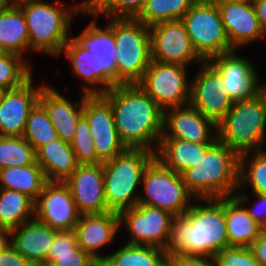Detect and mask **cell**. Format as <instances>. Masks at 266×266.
I'll list each match as a JSON object with an SVG mask.
<instances>
[{
  "label": "cell",
  "mask_w": 266,
  "mask_h": 266,
  "mask_svg": "<svg viewBox=\"0 0 266 266\" xmlns=\"http://www.w3.org/2000/svg\"><path fill=\"white\" fill-rule=\"evenodd\" d=\"M183 214L174 216L165 252L169 255L214 257L229 247L225 219V197L198 199ZM203 201L205 204H203Z\"/></svg>",
  "instance_id": "obj_1"
},
{
  "label": "cell",
  "mask_w": 266,
  "mask_h": 266,
  "mask_svg": "<svg viewBox=\"0 0 266 266\" xmlns=\"http://www.w3.org/2000/svg\"><path fill=\"white\" fill-rule=\"evenodd\" d=\"M111 105L121 142L155 152L163 133L164 110L138 85L120 84L102 95Z\"/></svg>",
  "instance_id": "obj_2"
},
{
  "label": "cell",
  "mask_w": 266,
  "mask_h": 266,
  "mask_svg": "<svg viewBox=\"0 0 266 266\" xmlns=\"http://www.w3.org/2000/svg\"><path fill=\"white\" fill-rule=\"evenodd\" d=\"M24 15L30 51L59 56L63 46L70 39L72 17L87 8V0L69 6H61L60 1L47 3L43 0H22L15 2Z\"/></svg>",
  "instance_id": "obj_3"
},
{
  "label": "cell",
  "mask_w": 266,
  "mask_h": 266,
  "mask_svg": "<svg viewBox=\"0 0 266 266\" xmlns=\"http://www.w3.org/2000/svg\"><path fill=\"white\" fill-rule=\"evenodd\" d=\"M181 176L195 199L232 197L239 188V155L217 140Z\"/></svg>",
  "instance_id": "obj_4"
},
{
  "label": "cell",
  "mask_w": 266,
  "mask_h": 266,
  "mask_svg": "<svg viewBox=\"0 0 266 266\" xmlns=\"http://www.w3.org/2000/svg\"><path fill=\"white\" fill-rule=\"evenodd\" d=\"M154 158L153 151L127 148L115 158L102 162L105 201L109 211L119 213L138 203L140 194L136 190L142 183L146 167Z\"/></svg>",
  "instance_id": "obj_5"
},
{
  "label": "cell",
  "mask_w": 266,
  "mask_h": 266,
  "mask_svg": "<svg viewBox=\"0 0 266 266\" xmlns=\"http://www.w3.org/2000/svg\"><path fill=\"white\" fill-rule=\"evenodd\" d=\"M218 140L238 155L262 150L266 133V100L259 93L233 103L217 124Z\"/></svg>",
  "instance_id": "obj_6"
},
{
  "label": "cell",
  "mask_w": 266,
  "mask_h": 266,
  "mask_svg": "<svg viewBox=\"0 0 266 266\" xmlns=\"http://www.w3.org/2000/svg\"><path fill=\"white\" fill-rule=\"evenodd\" d=\"M113 35L117 85L137 84L152 61L150 27L136 18H113Z\"/></svg>",
  "instance_id": "obj_7"
},
{
  "label": "cell",
  "mask_w": 266,
  "mask_h": 266,
  "mask_svg": "<svg viewBox=\"0 0 266 266\" xmlns=\"http://www.w3.org/2000/svg\"><path fill=\"white\" fill-rule=\"evenodd\" d=\"M143 193L138 203L183 215L194 203V196L188 191L180 174L163 166L154 158L146 167L143 176Z\"/></svg>",
  "instance_id": "obj_8"
},
{
  "label": "cell",
  "mask_w": 266,
  "mask_h": 266,
  "mask_svg": "<svg viewBox=\"0 0 266 266\" xmlns=\"http://www.w3.org/2000/svg\"><path fill=\"white\" fill-rule=\"evenodd\" d=\"M182 21L195 51L204 61L234 51L224 29L219 7L211 0H196Z\"/></svg>",
  "instance_id": "obj_9"
},
{
  "label": "cell",
  "mask_w": 266,
  "mask_h": 266,
  "mask_svg": "<svg viewBox=\"0 0 266 266\" xmlns=\"http://www.w3.org/2000/svg\"><path fill=\"white\" fill-rule=\"evenodd\" d=\"M187 67L152 60L137 83L163 110L185 106L190 101L191 83Z\"/></svg>",
  "instance_id": "obj_10"
},
{
  "label": "cell",
  "mask_w": 266,
  "mask_h": 266,
  "mask_svg": "<svg viewBox=\"0 0 266 266\" xmlns=\"http://www.w3.org/2000/svg\"><path fill=\"white\" fill-rule=\"evenodd\" d=\"M120 226L125 225L130 238L127 243L148 245L165 250L174 215L137 203L118 213Z\"/></svg>",
  "instance_id": "obj_11"
},
{
  "label": "cell",
  "mask_w": 266,
  "mask_h": 266,
  "mask_svg": "<svg viewBox=\"0 0 266 266\" xmlns=\"http://www.w3.org/2000/svg\"><path fill=\"white\" fill-rule=\"evenodd\" d=\"M96 19L84 28L82 33L72 37L81 47L92 54L95 75L109 88L117 85V69L115 50L117 49L113 35V18H109L106 27L97 25V15L88 7L83 11Z\"/></svg>",
  "instance_id": "obj_12"
},
{
  "label": "cell",
  "mask_w": 266,
  "mask_h": 266,
  "mask_svg": "<svg viewBox=\"0 0 266 266\" xmlns=\"http://www.w3.org/2000/svg\"><path fill=\"white\" fill-rule=\"evenodd\" d=\"M83 115L90 125L96 164L111 160L127 149L118 136L112 107L102 95H88L84 99Z\"/></svg>",
  "instance_id": "obj_13"
},
{
  "label": "cell",
  "mask_w": 266,
  "mask_h": 266,
  "mask_svg": "<svg viewBox=\"0 0 266 266\" xmlns=\"http://www.w3.org/2000/svg\"><path fill=\"white\" fill-rule=\"evenodd\" d=\"M151 58L163 63L202 64L204 60L195 51L182 19L155 24L150 27Z\"/></svg>",
  "instance_id": "obj_14"
},
{
  "label": "cell",
  "mask_w": 266,
  "mask_h": 266,
  "mask_svg": "<svg viewBox=\"0 0 266 266\" xmlns=\"http://www.w3.org/2000/svg\"><path fill=\"white\" fill-rule=\"evenodd\" d=\"M237 52L234 50L208 60L221 75L220 91L227 93L233 102L249 100L260 93L258 70Z\"/></svg>",
  "instance_id": "obj_15"
},
{
  "label": "cell",
  "mask_w": 266,
  "mask_h": 266,
  "mask_svg": "<svg viewBox=\"0 0 266 266\" xmlns=\"http://www.w3.org/2000/svg\"><path fill=\"white\" fill-rule=\"evenodd\" d=\"M34 205V218L57 231L75 230L81 217L64 182L48 181Z\"/></svg>",
  "instance_id": "obj_16"
},
{
  "label": "cell",
  "mask_w": 266,
  "mask_h": 266,
  "mask_svg": "<svg viewBox=\"0 0 266 266\" xmlns=\"http://www.w3.org/2000/svg\"><path fill=\"white\" fill-rule=\"evenodd\" d=\"M191 83L189 104L205 117L218 124L233 105L227 93L220 91L221 75L208 62L200 64V70Z\"/></svg>",
  "instance_id": "obj_17"
},
{
  "label": "cell",
  "mask_w": 266,
  "mask_h": 266,
  "mask_svg": "<svg viewBox=\"0 0 266 266\" xmlns=\"http://www.w3.org/2000/svg\"><path fill=\"white\" fill-rule=\"evenodd\" d=\"M160 138H175L195 143H215L217 124L190 104L164 110L163 133Z\"/></svg>",
  "instance_id": "obj_18"
},
{
  "label": "cell",
  "mask_w": 266,
  "mask_h": 266,
  "mask_svg": "<svg viewBox=\"0 0 266 266\" xmlns=\"http://www.w3.org/2000/svg\"><path fill=\"white\" fill-rule=\"evenodd\" d=\"M64 183L70 189L81 215L109 212L105 201L102 163L79 165Z\"/></svg>",
  "instance_id": "obj_19"
},
{
  "label": "cell",
  "mask_w": 266,
  "mask_h": 266,
  "mask_svg": "<svg viewBox=\"0 0 266 266\" xmlns=\"http://www.w3.org/2000/svg\"><path fill=\"white\" fill-rule=\"evenodd\" d=\"M32 77L22 86L8 90L0 102V136H23L30 110L38 102L45 84L34 86Z\"/></svg>",
  "instance_id": "obj_20"
},
{
  "label": "cell",
  "mask_w": 266,
  "mask_h": 266,
  "mask_svg": "<svg viewBox=\"0 0 266 266\" xmlns=\"http://www.w3.org/2000/svg\"><path fill=\"white\" fill-rule=\"evenodd\" d=\"M218 7L229 43L234 50L266 37L251 0L220 4Z\"/></svg>",
  "instance_id": "obj_21"
},
{
  "label": "cell",
  "mask_w": 266,
  "mask_h": 266,
  "mask_svg": "<svg viewBox=\"0 0 266 266\" xmlns=\"http://www.w3.org/2000/svg\"><path fill=\"white\" fill-rule=\"evenodd\" d=\"M72 101L59 93L55 88L45 85L39 94L38 102L45 108L57 134L64 142L71 143L76 134L79 119L83 116L84 99Z\"/></svg>",
  "instance_id": "obj_22"
},
{
  "label": "cell",
  "mask_w": 266,
  "mask_h": 266,
  "mask_svg": "<svg viewBox=\"0 0 266 266\" xmlns=\"http://www.w3.org/2000/svg\"><path fill=\"white\" fill-rule=\"evenodd\" d=\"M119 228V215L116 212L81 215L75 227L78 246L101 263L103 254L99 253V249L113 241Z\"/></svg>",
  "instance_id": "obj_23"
},
{
  "label": "cell",
  "mask_w": 266,
  "mask_h": 266,
  "mask_svg": "<svg viewBox=\"0 0 266 266\" xmlns=\"http://www.w3.org/2000/svg\"><path fill=\"white\" fill-rule=\"evenodd\" d=\"M57 230L35 218L10 231V244L33 266H46Z\"/></svg>",
  "instance_id": "obj_24"
},
{
  "label": "cell",
  "mask_w": 266,
  "mask_h": 266,
  "mask_svg": "<svg viewBox=\"0 0 266 266\" xmlns=\"http://www.w3.org/2000/svg\"><path fill=\"white\" fill-rule=\"evenodd\" d=\"M232 197H225V219L229 247H250L263 229L249 215L245 203L249 194L244 191L235 192Z\"/></svg>",
  "instance_id": "obj_25"
},
{
  "label": "cell",
  "mask_w": 266,
  "mask_h": 266,
  "mask_svg": "<svg viewBox=\"0 0 266 266\" xmlns=\"http://www.w3.org/2000/svg\"><path fill=\"white\" fill-rule=\"evenodd\" d=\"M214 143H195L175 138H160L155 158L165 167L182 174L194 167Z\"/></svg>",
  "instance_id": "obj_26"
},
{
  "label": "cell",
  "mask_w": 266,
  "mask_h": 266,
  "mask_svg": "<svg viewBox=\"0 0 266 266\" xmlns=\"http://www.w3.org/2000/svg\"><path fill=\"white\" fill-rule=\"evenodd\" d=\"M36 162L43 169L47 181L64 182L80 165L70 143L57 138L36 151Z\"/></svg>",
  "instance_id": "obj_27"
},
{
  "label": "cell",
  "mask_w": 266,
  "mask_h": 266,
  "mask_svg": "<svg viewBox=\"0 0 266 266\" xmlns=\"http://www.w3.org/2000/svg\"><path fill=\"white\" fill-rule=\"evenodd\" d=\"M0 45L7 53L24 56L30 51L27 24L21 8L14 2L0 12Z\"/></svg>",
  "instance_id": "obj_28"
},
{
  "label": "cell",
  "mask_w": 266,
  "mask_h": 266,
  "mask_svg": "<svg viewBox=\"0 0 266 266\" xmlns=\"http://www.w3.org/2000/svg\"><path fill=\"white\" fill-rule=\"evenodd\" d=\"M47 182L45 173L37 162L0 169V188L21 192L34 202Z\"/></svg>",
  "instance_id": "obj_29"
},
{
  "label": "cell",
  "mask_w": 266,
  "mask_h": 266,
  "mask_svg": "<svg viewBox=\"0 0 266 266\" xmlns=\"http://www.w3.org/2000/svg\"><path fill=\"white\" fill-rule=\"evenodd\" d=\"M103 266H169L165 250L148 245L125 243L111 254L103 255Z\"/></svg>",
  "instance_id": "obj_30"
},
{
  "label": "cell",
  "mask_w": 266,
  "mask_h": 266,
  "mask_svg": "<svg viewBox=\"0 0 266 266\" xmlns=\"http://www.w3.org/2000/svg\"><path fill=\"white\" fill-rule=\"evenodd\" d=\"M64 52L66 59L68 58L70 67L73 70L74 75L80 77L82 80L88 83L83 85V94L104 95L109 88L95 75L93 71L92 54L81 47L72 37L63 46L61 53ZM98 85L100 87H98ZM103 85V86H102ZM97 86V87H96Z\"/></svg>",
  "instance_id": "obj_31"
},
{
  "label": "cell",
  "mask_w": 266,
  "mask_h": 266,
  "mask_svg": "<svg viewBox=\"0 0 266 266\" xmlns=\"http://www.w3.org/2000/svg\"><path fill=\"white\" fill-rule=\"evenodd\" d=\"M34 201L27 195L0 188V228L12 231L34 218Z\"/></svg>",
  "instance_id": "obj_32"
},
{
  "label": "cell",
  "mask_w": 266,
  "mask_h": 266,
  "mask_svg": "<svg viewBox=\"0 0 266 266\" xmlns=\"http://www.w3.org/2000/svg\"><path fill=\"white\" fill-rule=\"evenodd\" d=\"M196 0H147L142 11L136 17L144 25L182 19Z\"/></svg>",
  "instance_id": "obj_33"
},
{
  "label": "cell",
  "mask_w": 266,
  "mask_h": 266,
  "mask_svg": "<svg viewBox=\"0 0 266 266\" xmlns=\"http://www.w3.org/2000/svg\"><path fill=\"white\" fill-rule=\"evenodd\" d=\"M250 153L239 155V190L247 183L252 193L266 194V151L263 148Z\"/></svg>",
  "instance_id": "obj_34"
},
{
  "label": "cell",
  "mask_w": 266,
  "mask_h": 266,
  "mask_svg": "<svg viewBox=\"0 0 266 266\" xmlns=\"http://www.w3.org/2000/svg\"><path fill=\"white\" fill-rule=\"evenodd\" d=\"M22 137L36 151L42 145L59 138L45 108L39 102L29 112Z\"/></svg>",
  "instance_id": "obj_35"
},
{
  "label": "cell",
  "mask_w": 266,
  "mask_h": 266,
  "mask_svg": "<svg viewBox=\"0 0 266 266\" xmlns=\"http://www.w3.org/2000/svg\"><path fill=\"white\" fill-rule=\"evenodd\" d=\"M36 163V150L22 136H0V169Z\"/></svg>",
  "instance_id": "obj_36"
},
{
  "label": "cell",
  "mask_w": 266,
  "mask_h": 266,
  "mask_svg": "<svg viewBox=\"0 0 266 266\" xmlns=\"http://www.w3.org/2000/svg\"><path fill=\"white\" fill-rule=\"evenodd\" d=\"M32 77L30 64L24 57L6 53L0 57V86L11 90L22 86Z\"/></svg>",
  "instance_id": "obj_37"
},
{
  "label": "cell",
  "mask_w": 266,
  "mask_h": 266,
  "mask_svg": "<svg viewBox=\"0 0 266 266\" xmlns=\"http://www.w3.org/2000/svg\"><path fill=\"white\" fill-rule=\"evenodd\" d=\"M147 0H87V7L97 16L136 18ZM110 16V17H109Z\"/></svg>",
  "instance_id": "obj_38"
},
{
  "label": "cell",
  "mask_w": 266,
  "mask_h": 266,
  "mask_svg": "<svg viewBox=\"0 0 266 266\" xmlns=\"http://www.w3.org/2000/svg\"><path fill=\"white\" fill-rule=\"evenodd\" d=\"M70 144L80 165L96 164V150L90 134V125L84 115L79 119L75 137Z\"/></svg>",
  "instance_id": "obj_39"
},
{
  "label": "cell",
  "mask_w": 266,
  "mask_h": 266,
  "mask_svg": "<svg viewBox=\"0 0 266 266\" xmlns=\"http://www.w3.org/2000/svg\"><path fill=\"white\" fill-rule=\"evenodd\" d=\"M214 259L217 266H261L250 247H227Z\"/></svg>",
  "instance_id": "obj_40"
},
{
  "label": "cell",
  "mask_w": 266,
  "mask_h": 266,
  "mask_svg": "<svg viewBox=\"0 0 266 266\" xmlns=\"http://www.w3.org/2000/svg\"><path fill=\"white\" fill-rule=\"evenodd\" d=\"M99 262L78 247L72 253L48 254L46 266H96Z\"/></svg>",
  "instance_id": "obj_41"
},
{
  "label": "cell",
  "mask_w": 266,
  "mask_h": 266,
  "mask_svg": "<svg viewBox=\"0 0 266 266\" xmlns=\"http://www.w3.org/2000/svg\"><path fill=\"white\" fill-rule=\"evenodd\" d=\"M78 247L75 230L57 231L48 254L72 253Z\"/></svg>",
  "instance_id": "obj_42"
},
{
  "label": "cell",
  "mask_w": 266,
  "mask_h": 266,
  "mask_svg": "<svg viewBox=\"0 0 266 266\" xmlns=\"http://www.w3.org/2000/svg\"><path fill=\"white\" fill-rule=\"evenodd\" d=\"M169 266H217L214 257L206 255H169Z\"/></svg>",
  "instance_id": "obj_43"
},
{
  "label": "cell",
  "mask_w": 266,
  "mask_h": 266,
  "mask_svg": "<svg viewBox=\"0 0 266 266\" xmlns=\"http://www.w3.org/2000/svg\"><path fill=\"white\" fill-rule=\"evenodd\" d=\"M0 266H33L11 244L0 253Z\"/></svg>",
  "instance_id": "obj_44"
},
{
  "label": "cell",
  "mask_w": 266,
  "mask_h": 266,
  "mask_svg": "<svg viewBox=\"0 0 266 266\" xmlns=\"http://www.w3.org/2000/svg\"><path fill=\"white\" fill-rule=\"evenodd\" d=\"M252 195L257 201L252 208H246L251 218L257 222L263 228H266V194H255Z\"/></svg>",
  "instance_id": "obj_45"
},
{
  "label": "cell",
  "mask_w": 266,
  "mask_h": 266,
  "mask_svg": "<svg viewBox=\"0 0 266 266\" xmlns=\"http://www.w3.org/2000/svg\"><path fill=\"white\" fill-rule=\"evenodd\" d=\"M250 249L253 251L256 260L261 266H266V228H263L251 244Z\"/></svg>",
  "instance_id": "obj_46"
},
{
  "label": "cell",
  "mask_w": 266,
  "mask_h": 266,
  "mask_svg": "<svg viewBox=\"0 0 266 266\" xmlns=\"http://www.w3.org/2000/svg\"><path fill=\"white\" fill-rule=\"evenodd\" d=\"M261 29L266 34V0H251Z\"/></svg>",
  "instance_id": "obj_47"
},
{
  "label": "cell",
  "mask_w": 266,
  "mask_h": 266,
  "mask_svg": "<svg viewBox=\"0 0 266 266\" xmlns=\"http://www.w3.org/2000/svg\"><path fill=\"white\" fill-rule=\"evenodd\" d=\"M8 244H10V231L0 228V253Z\"/></svg>",
  "instance_id": "obj_48"
},
{
  "label": "cell",
  "mask_w": 266,
  "mask_h": 266,
  "mask_svg": "<svg viewBox=\"0 0 266 266\" xmlns=\"http://www.w3.org/2000/svg\"><path fill=\"white\" fill-rule=\"evenodd\" d=\"M14 3V0H0V12L4 9H7Z\"/></svg>",
  "instance_id": "obj_49"
},
{
  "label": "cell",
  "mask_w": 266,
  "mask_h": 266,
  "mask_svg": "<svg viewBox=\"0 0 266 266\" xmlns=\"http://www.w3.org/2000/svg\"><path fill=\"white\" fill-rule=\"evenodd\" d=\"M214 4L220 5V4H227V3H235V2H241L244 0H211Z\"/></svg>",
  "instance_id": "obj_50"
},
{
  "label": "cell",
  "mask_w": 266,
  "mask_h": 266,
  "mask_svg": "<svg viewBox=\"0 0 266 266\" xmlns=\"http://www.w3.org/2000/svg\"><path fill=\"white\" fill-rule=\"evenodd\" d=\"M260 93L264 96L266 100V83H263V85H260Z\"/></svg>",
  "instance_id": "obj_51"
},
{
  "label": "cell",
  "mask_w": 266,
  "mask_h": 266,
  "mask_svg": "<svg viewBox=\"0 0 266 266\" xmlns=\"http://www.w3.org/2000/svg\"><path fill=\"white\" fill-rule=\"evenodd\" d=\"M8 91V89L0 86V102L3 100L5 93Z\"/></svg>",
  "instance_id": "obj_52"
},
{
  "label": "cell",
  "mask_w": 266,
  "mask_h": 266,
  "mask_svg": "<svg viewBox=\"0 0 266 266\" xmlns=\"http://www.w3.org/2000/svg\"><path fill=\"white\" fill-rule=\"evenodd\" d=\"M7 52L3 49V47L0 45V57L4 56Z\"/></svg>",
  "instance_id": "obj_53"
}]
</instances>
